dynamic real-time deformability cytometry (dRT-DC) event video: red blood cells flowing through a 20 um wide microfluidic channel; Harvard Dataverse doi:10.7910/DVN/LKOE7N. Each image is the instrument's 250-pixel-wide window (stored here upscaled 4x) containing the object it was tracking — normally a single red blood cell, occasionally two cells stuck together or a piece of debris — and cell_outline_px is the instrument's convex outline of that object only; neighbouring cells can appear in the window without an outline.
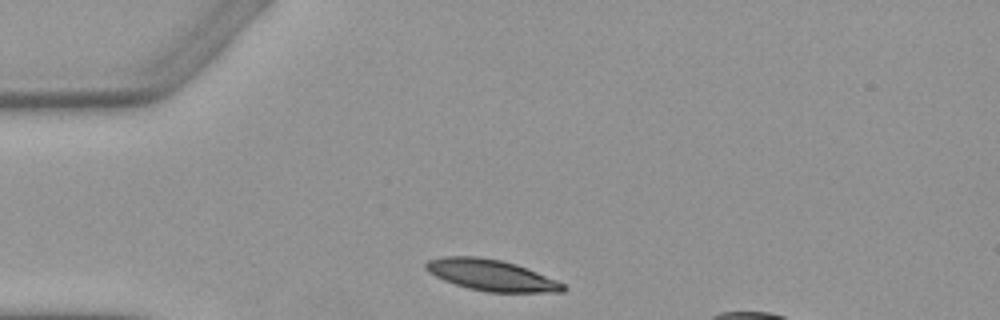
{"species": "Egyptian fruit bat (a non-hibernating species)", "species_latin": "Rousettus aegyptiacus", "temperature_condition": "warm", "stored_images_in_passage": 1, "camera_frame_rate_fps": 3000, "um_per_image_px": 0.085, "animal": {"sex": "female"}, "frame": {"image": 1, "passage_image": 1, "time_ms": 0.0, "image_size_px": [1000, 320], "cell_outline_px": [[568, 288], [564, 292], [488, 292], [468, 288], [444, 280], [428, 272], [424, 268], [424, 264], [428, 260], [444, 256], [476, 256], [500, 260], [516, 264], [556, 280], [564, 284]], "centroid_in_image_um": [41.74, 23.39], "position_along_channel_um": 43.3, "area_um2": 24.8}}